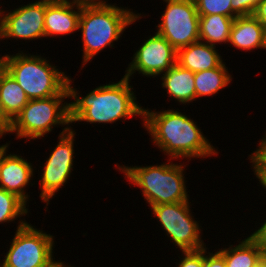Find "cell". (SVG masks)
Returning <instances> with one entry per match:
<instances>
[{"mask_svg": "<svg viewBox=\"0 0 266 267\" xmlns=\"http://www.w3.org/2000/svg\"><path fill=\"white\" fill-rule=\"evenodd\" d=\"M179 109L163 111L143 108L144 128L155 146L170 159L206 158L217 155L216 148L203 134L197 122Z\"/></svg>", "mask_w": 266, "mask_h": 267, "instance_id": "1", "label": "cell"}, {"mask_svg": "<svg viewBox=\"0 0 266 267\" xmlns=\"http://www.w3.org/2000/svg\"><path fill=\"white\" fill-rule=\"evenodd\" d=\"M55 259L56 258L54 257V259L44 267H74V266H71L70 264L66 265L65 261L63 262L61 260L55 261Z\"/></svg>", "mask_w": 266, "mask_h": 267, "instance_id": "32", "label": "cell"}, {"mask_svg": "<svg viewBox=\"0 0 266 267\" xmlns=\"http://www.w3.org/2000/svg\"><path fill=\"white\" fill-rule=\"evenodd\" d=\"M262 250L263 254H266V219L256 231L248 235Z\"/></svg>", "mask_w": 266, "mask_h": 267, "instance_id": "28", "label": "cell"}, {"mask_svg": "<svg viewBox=\"0 0 266 267\" xmlns=\"http://www.w3.org/2000/svg\"><path fill=\"white\" fill-rule=\"evenodd\" d=\"M165 11L156 32L176 50L200 40L199 14L194 0H163Z\"/></svg>", "mask_w": 266, "mask_h": 267, "instance_id": "9", "label": "cell"}, {"mask_svg": "<svg viewBox=\"0 0 266 267\" xmlns=\"http://www.w3.org/2000/svg\"><path fill=\"white\" fill-rule=\"evenodd\" d=\"M65 98L69 99V95L30 99L11 122L9 134L15 133L17 139L37 140L52 132L53 127L70 126L69 103Z\"/></svg>", "mask_w": 266, "mask_h": 267, "instance_id": "6", "label": "cell"}, {"mask_svg": "<svg viewBox=\"0 0 266 267\" xmlns=\"http://www.w3.org/2000/svg\"><path fill=\"white\" fill-rule=\"evenodd\" d=\"M264 136V137H263ZM260 138L259 144L255 151L249 155L251 168H253L254 175L261 184L266 180V133Z\"/></svg>", "mask_w": 266, "mask_h": 267, "instance_id": "24", "label": "cell"}, {"mask_svg": "<svg viewBox=\"0 0 266 267\" xmlns=\"http://www.w3.org/2000/svg\"><path fill=\"white\" fill-rule=\"evenodd\" d=\"M56 67L41 54L31 55L20 50L16 54H8L5 70L30 100L69 95L67 88L69 76Z\"/></svg>", "mask_w": 266, "mask_h": 267, "instance_id": "5", "label": "cell"}, {"mask_svg": "<svg viewBox=\"0 0 266 267\" xmlns=\"http://www.w3.org/2000/svg\"><path fill=\"white\" fill-rule=\"evenodd\" d=\"M237 242L239 244L236 246L218 248V252L224 257L226 267H255L264 257L262 250L249 236Z\"/></svg>", "mask_w": 266, "mask_h": 267, "instance_id": "19", "label": "cell"}, {"mask_svg": "<svg viewBox=\"0 0 266 267\" xmlns=\"http://www.w3.org/2000/svg\"><path fill=\"white\" fill-rule=\"evenodd\" d=\"M167 163L149 166L117 165V170L124 173L129 184L141 189L142 196L149 207L158 204H172L190 201L185 181V167L182 163ZM171 161V162H170Z\"/></svg>", "mask_w": 266, "mask_h": 267, "instance_id": "4", "label": "cell"}, {"mask_svg": "<svg viewBox=\"0 0 266 267\" xmlns=\"http://www.w3.org/2000/svg\"><path fill=\"white\" fill-rule=\"evenodd\" d=\"M3 163V145H0V170Z\"/></svg>", "mask_w": 266, "mask_h": 267, "instance_id": "35", "label": "cell"}, {"mask_svg": "<svg viewBox=\"0 0 266 267\" xmlns=\"http://www.w3.org/2000/svg\"><path fill=\"white\" fill-rule=\"evenodd\" d=\"M194 75V72L176 63L159 77L162 80V88L166 89L168 97L173 98L179 104L188 105L195 101Z\"/></svg>", "mask_w": 266, "mask_h": 267, "instance_id": "17", "label": "cell"}, {"mask_svg": "<svg viewBox=\"0 0 266 267\" xmlns=\"http://www.w3.org/2000/svg\"><path fill=\"white\" fill-rule=\"evenodd\" d=\"M195 101L199 97L214 96L232 81L225 62L219 67L195 73Z\"/></svg>", "mask_w": 266, "mask_h": 267, "instance_id": "21", "label": "cell"}, {"mask_svg": "<svg viewBox=\"0 0 266 267\" xmlns=\"http://www.w3.org/2000/svg\"><path fill=\"white\" fill-rule=\"evenodd\" d=\"M10 128L11 122L3 114L0 107V139H2L3 136H6V134H9Z\"/></svg>", "mask_w": 266, "mask_h": 267, "instance_id": "30", "label": "cell"}, {"mask_svg": "<svg viewBox=\"0 0 266 267\" xmlns=\"http://www.w3.org/2000/svg\"><path fill=\"white\" fill-rule=\"evenodd\" d=\"M71 76L68 77L67 88L69 98L70 124L88 122L90 124H114L116 121L131 119L136 116L143 118V108L137 101V95L130 85L133 78H123L117 82L100 85L82 97L79 90L72 86Z\"/></svg>", "mask_w": 266, "mask_h": 267, "instance_id": "2", "label": "cell"}, {"mask_svg": "<svg viewBox=\"0 0 266 267\" xmlns=\"http://www.w3.org/2000/svg\"><path fill=\"white\" fill-rule=\"evenodd\" d=\"M261 0H232V10L238 16L253 15Z\"/></svg>", "mask_w": 266, "mask_h": 267, "instance_id": "26", "label": "cell"}, {"mask_svg": "<svg viewBox=\"0 0 266 267\" xmlns=\"http://www.w3.org/2000/svg\"><path fill=\"white\" fill-rule=\"evenodd\" d=\"M58 1H70V2L85 4V3H92V2H95L97 0H58Z\"/></svg>", "mask_w": 266, "mask_h": 267, "instance_id": "33", "label": "cell"}, {"mask_svg": "<svg viewBox=\"0 0 266 267\" xmlns=\"http://www.w3.org/2000/svg\"><path fill=\"white\" fill-rule=\"evenodd\" d=\"M190 203L185 201L150 207L165 234L180 251L199 250L206 247L201 237L203 228L199 225V221L194 220Z\"/></svg>", "mask_w": 266, "mask_h": 267, "instance_id": "8", "label": "cell"}, {"mask_svg": "<svg viewBox=\"0 0 266 267\" xmlns=\"http://www.w3.org/2000/svg\"><path fill=\"white\" fill-rule=\"evenodd\" d=\"M199 15L221 14L236 18L238 15L232 10V0H194Z\"/></svg>", "mask_w": 266, "mask_h": 267, "instance_id": "23", "label": "cell"}, {"mask_svg": "<svg viewBox=\"0 0 266 267\" xmlns=\"http://www.w3.org/2000/svg\"><path fill=\"white\" fill-rule=\"evenodd\" d=\"M208 249V247L204 248V267H226L224 257L218 251L207 253Z\"/></svg>", "mask_w": 266, "mask_h": 267, "instance_id": "27", "label": "cell"}, {"mask_svg": "<svg viewBox=\"0 0 266 267\" xmlns=\"http://www.w3.org/2000/svg\"><path fill=\"white\" fill-rule=\"evenodd\" d=\"M200 41L216 46L228 44L234 18L221 14L199 15Z\"/></svg>", "mask_w": 266, "mask_h": 267, "instance_id": "20", "label": "cell"}, {"mask_svg": "<svg viewBox=\"0 0 266 267\" xmlns=\"http://www.w3.org/2000/svg\"><path fill=\"white\" fill-rule=\"evenodd\" d=\"M255 267H266V258L265 256L257 263Z\"/></svg>", "mask_w": 266, "mask_h": 267, "instance_id": "34", "label": "cell"}, {"mask_svg": "<svg viewBox=\"0 0 266 267\" xmlns=\"http://www.w3.org/2000/svg\"><path fill=\"white\" fill-rule=\"evenodd\" d=\"M11 245L2 260V267H44L54 258V237L37 229L25 219L18 220Z\"/></svg>", "mask_w": 266, "mask_h": 267, "instance_id": "7", "label": "cell"}, {"mask_svg": "<svg viewBox=\"0 0 266 267\" xmlns=\"http://www.w3.org/2000/svg\"><path fill=\"white\" fill-rule=\"evenodd\" d=\"M0 39L2 41H4V33H3V29H2V25L0 23ZM7 57H8V54H5V55H0V72L5 70V65H6V62H7Z\"/></svg>", "mask_w": 266, "mask_h": 267, "instance_id": "31", "label": "cell"}, {"mask_svg": "<svg viewBox=\"0 0 266 267\" xmlns=\"http://www.w3.org/2000/svg\"><path fill=\"white\" fill-rule=\"evenodd\" d=\"M229 44L247 52L266 49V32L254 15L237 16L232 23Z\"/></svg>", "mask_w": 266, "mask_h": 267, "instance_id": "15", "label": "cell"}, {"mask_svg": "<svg viewBox=\"0 0 266 267\" xmlns=\"http://www.w3.org/2000/svg\"><path fill=\"white\" fill-rule=\"evenodd\" d=\"M27 204L17 195L0 187V223H11L19 217L27 215Z\"/></svg>", "mask_w": 266, "mask_h": 267, "instance_id": "22", "label": "cell"}, {"mask_svg": "<svg viewBox=\"0 0 266 267\" xmlns=\"http://www.w3.org/2000/svg\"><path fill=\"white\" fill-rule=\"evenodd\" d=\"M223 62L216 46L200 40L177 50V64L194 73L217 68Z\"/></svg>", "mask_w": 266, "mask_h": 267, "instance_id": "16", "label": "cell"}, {"mask_svg": "<svg viewBox=\"0 0 266 267\" xmlns=\"http://www.w3.org/2000/svg\"><path fill=\"white\" fill-rule=\"evenodd\" d=\"M253 15L259 20L266 32V0H261Z\"/></svg>", "mask_w": 266, "mask_h": 267, "instance_id": "29", "label": "cell"}, {"mask_svg": "<svg viewBox=\"0 0 266 267\" xmlns=\"http://www.w3.org/2000/svg\"><path fill=\"white\" fill-rule=\"evenodd\" d=\"M73 127L66 126L62 128V132L58 135V144L52 153L46 158L43 165L42 175H40V198L42 202H46L45 208L50 204V199L65 186L69 181L71 172L74 168V139L75 130ZM74 157V158H73Z\"/></svg>", "mask_w": 266, "mask_h": 267, "instance_id": "10", "label": "cell"}, {"mask_svg": "<svg viewBox=\"0 0 266 267\" xmlns=\"http://www.w3.org/2000/svg\"><path fill=\"white\" fill-rule=\"evenodd\" d=\"M134 53L125 77L138 72L142 76L157 78L177 63V50L161 35L154 32Z\"/></svg>", "mask_w": 266, "mask_h": 267, "instance_id": "11", "label": "cell"}, {"mask_svg": "<svg viewBox=\"0 0 266 267\" xmlns=\"http://www.w3.org/2000/svg\"><path fill=\"white\" fill-rule=\"evenodd\" d=\"M261 185L264 189H266V180Z\"/></svg>", "mask_w": 266, "mask_h": 267, "instance_id": "36", "label": "cell"}, {"mask_svg": "<svg viewBox=\"0 0 266 267\" xmlns=\"http://www.w3.org/2000/svg\"><path fill=\"white\" fill-rule=\"evenodd\" d=\"M81 3L46 0L45 38L76 33L79 27Z\"/></svg>", "mask_w": 266, "mask_h": 267, "instance_id": "14", "label": "cell"}, {"mask_svg": "<svg viewBox=\"0 0 266 267\" xmlns=\"http://www.w3.org/2000/svg\"><path fill=\"white\" fill-rule=\"evenodd\" d=\"M107 0H97L81 4L78 31L82 40V67H84L104 48L115 47L128 26L142 18L141 13H134L128 7L109 4Z\"/></svg>", "mask_w": 266, "mask_h": 267, "instance_id": "3", "label": "cell"}, {"mask_svg": "<svg viewBox=\"0 0 266 267\" xmlns=\"http://www.w3.org/2000/svg\"><path fill=\"white\" fill-rule=\"evenodd\" d=\"M46 0H36L7 11L0 7V23L4 40H35L45 37L44 18ZM7 11V12H6ZM6 13V14H5Z\"/></svg>", "mask_w": 266, "mask_h": 267, "instance_id": "12", "label": "cell"}, {"mask_svg": "<svg viewBox=\"0 0 266 267\" xmlns=\"http://www.w3.org/2000/svg\"><path fill=\"white\" fill-rule=\"evenodd\" d=\"M178 267H204V248L181 252Z\"/></svg>", "mask_w": 266, "mask_h": 267, "instance_id": "25", "label": "cell"}, {"mask_svg": "<svg viewBox=\"0 0 266 267\" xmlns=\"http://www.w3.org/2000/svg\"><path fill=\"white\" fill-rule=\"evenodd\" d=\"M29 98L20 85L3 70L0 72V107L6 118L12 122L27 105Z\"/></svg>", "mask_w": 266, "mask_h": 267, "instance_id": "18", "label": "cell"}, {"mask_svg": "<svg viewBox=\"0 0 266 267\" xmlns=\"http://www.w3.org/2000/svg\"><path fill=\"white\" fill-rule=\"evenodd\" d=\"M10 143L3 144V163L0 170V187L7 192L13 193L21 198L26 204L29 203L26 188L33 186L31 180L34 176L33 164L23 156L17 154H8ZM28 185V186H27ZM26 187V188H25ZM27 193V194H26Z\"/></svg>", "mask_w": 266, "mask_h": 267, "instance_id": "13", "label": "cell"}]
</instances>
